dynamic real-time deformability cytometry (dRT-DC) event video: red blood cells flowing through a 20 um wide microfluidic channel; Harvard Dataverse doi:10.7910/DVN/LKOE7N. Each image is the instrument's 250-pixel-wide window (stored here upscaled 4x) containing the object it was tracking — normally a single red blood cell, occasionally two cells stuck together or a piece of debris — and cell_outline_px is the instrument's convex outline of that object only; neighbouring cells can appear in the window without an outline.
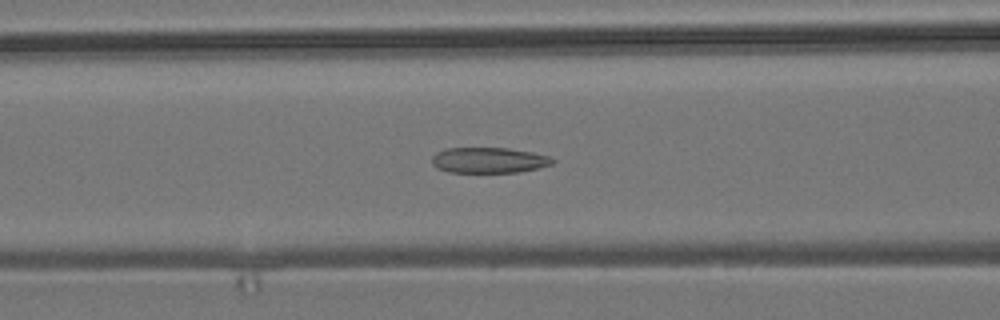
{"species": "common noctule bat (a hibernating species)", "species_latin": "Nyctalus noctula", "temperature_condition": "room temperature", "stored_images_in_passage": 32, "camera_frame_rate_fps": 3000, "um_per_image_px": 0.085, "animal": {"sex": "male", "body_mass_g": 19.2, "forearm_length_mm": 51.8}, "frame": {"image": 1, "passage_image": 20, "time_ms": 6.333, "image_size_px": [1000, 320], "cell_outline_px": [[556, 160], [552, 164], [520, 172], [448, 172], [436, 168], [432, 164], [432, 156], [436, 152], [444, 148], [508, 148], [532, 152], [548, 156]], "centroid_in_image_um": [41.51, 13.61], "position_along_channel_um": 125.1, "area_um2": 18.03}}
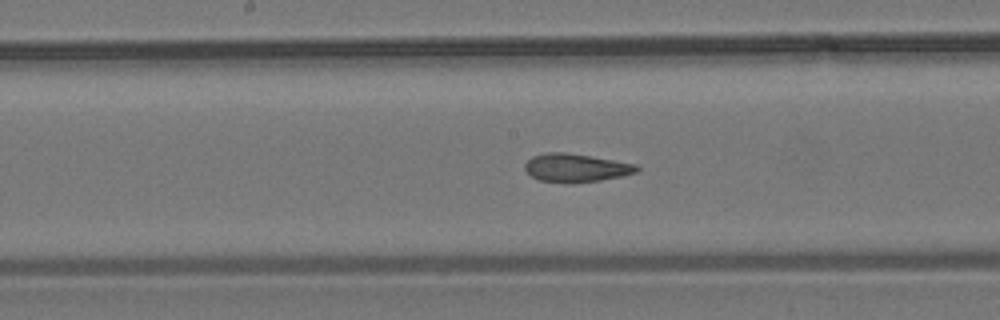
{"frame": {"image": 2, "passage_image": 26, "time_ms": 8.333, "image_size_px": [1000, 320], "cell_outline_px": [[640, 168], [636, 172], [624, 176], [600, 180], [540, 180], [532, 176], [524, 168], [524, 164], [532, 156], [548, 152], [568, 152], [592, 156], [636, 164]], "centroid_in_image_um": [48.99, 14.21], "position_along_channel_um": 199.2, "area_um2": 17.74}}
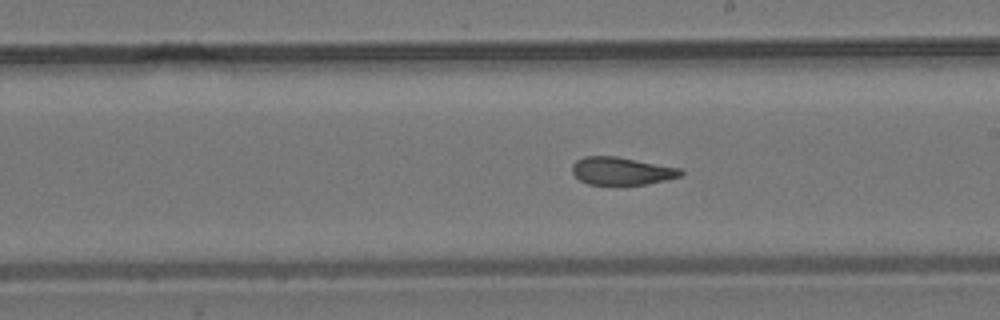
{"frame": {"image": 3, "passage_image": 29, "time_ms": 9.333, "image_size_px": [1000, 320], "cell_outline_px": [[684, 172], [680, 176], [648, 184], [588, 184], [580, 180], [572, 172], [572, 164], [576, 160], [584, 156], [616, 156], [680, 168]], "centroid_in_image_um": [52.81, 14.52], "position_along_channel_um": 236.2, "area_um2": 17.4}}